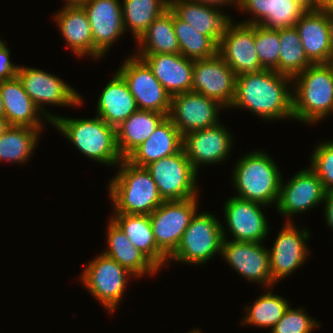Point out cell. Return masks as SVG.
<instances>
[{
  "instance_id": "6da1fadb",
  "label": "cell",
  "mask_w": 333,
  "mask_h": 333,
  "mask_svg": "<svg viewBox=\"0 0 333 333\" xmlns=\"http://www.w3.org/2000/svg\"><path fill=\"white\" fill-rule=\"evenodd\" d=\"M288 84L293 85L292 78L274 70L239 74L230 107L245 108L269 121L294 119L293 97Z\"/></svg>"
},
{
  "instance_id": "7a4b0ae2",
  "label": "cell",
  "mask_w": 333,
  "mask_h": 333,
  "mask_svg": "<svg viewBox=\"0 0 333 333\" xmlns=\"http://www.w3.org/2000/svg\"><path fill=\"white\" fill-rule=\"evenodd\" d=\"M119 165V172L108 186L114 214L150 215L164 202L151 174L126 159Z\"/></svg>"
},
{
  "instance_id": "3957f363",
  "label": "cell",
  "mask_w": 333,
  "mask_h": 333,
  "mask_svg": "<svg viewBox=\"0 0 333 333\" xmlns=\"http://www.w3.org/2000/svg\"><path fill=\"white\" fill-rule=\"evenodd\" d=\"M66 139L90 159L109 166H117L122 160L117 147L116 128L99 116L94 118H64L56 116L52 124Z\"/></svg>"
},
{
  "instance_id": "277c9868",
  "label": "cell",
  "mask_w": 333,
  "mask_h": 333,
  "mask_svg": "<svg viewBox=\"0 0 333 333\" xmlns=\"http://www.w3.org/2000/svg\"><path fill=\"white\" fill-rule=\"evenodd\" d=\"M235 165L232 179L239 193L235 197L265 206L277 205L283 178L267 153L257 150L245 154Z\"/></svg>"
},
{
  "instance_id": "5b68a950",
  "label": "cell",
  "mask_w": 333,
  "mask_h": 333,
  "mask_svg": "<svg viewBox=\"0 0 333 333\" xmlns=\"http://www.w3.org/2000/svg\"><path fill=\"white\" fill-rule=\"evenodd\" d=\"M294 81L293 116L297 121L316 123L333 109V76L325 63L308 66Z\"/></svg>"
},
{
  "instance_id": "8992f818",
  "label": "cell",
  "mask_w": 333,
  "mask_h": 333,
  "mask_svg": "<svg viewBox=\"0 0 333 333\" xmlns=\"http://www.w3.org/2000/svg\"><path fill=\"white\" fill-rule=\"evenodd\" d=\"M196 211L176 251L168 258L196 265L206 263L222 250V224L209 212Z\"/></svg>"
},
{
  "instance_id": "52a82bcc",
  "label": "cell",
  "mask_w": 333,
  "mask_h": 333,
  "mask_svg": "<svg viewBox=\"0 0 333 333\" xmlns=\"http://www.w3.org/2000/svg\"><path fill=\"white\" fill-rule=\"evenodd\" d=\"M145 168L151 174L164 201L198 197V172L193 168L184 149L152 162Z\"/></svg>"
},
{
  "instance_id": "ba28073f",
  "label": "cell",
  "mask_w": 333,
  "mask_h": 333,
  "mask_svg": "<svg viewBox=\"0 0 333 333\" xmlns=\"http://www.w3.org/2000/svg\"><path fill=\"white\" fill-rule=\"evenodd\" d=\"M87 265L80 281L88 292L112 313L122 300L128 284L127 279L134 275L103 253Z\"/></svg>"
},
{
  "instance_id": "9c48e42d",
  "label": "cell",
  "mask_w": 333,
  "mask_h": 333,
  "mask_svg": "<svg viewBox=\"0 0 333 333\" xmlns=\"http://www.w3.org/2000/svg\"><path fill=\"white\" fill-rule=\"evenodd\" d=\"M197 197L164 201L150 215L157 247L169 258L198 209Z\"/></svg>"
},
{
  "instance_id": "30bf717a",
  "label": "cell",
  "mask_w": 333,
  "mask_h": 333,
  "mask_svg": "<svg viewBox=\"0 0 333 333\" xmlns=\"http://www.w3.org/2000/svg\"><path fill=\"white\" fill-rule=\"evenodd\" d=\"M117 71L127 82L138 110L163 113L168 117L171 95L142 58L131 55Z\"/></svg>"
},
{
  "instance_id": "8fae6325",
  "label": "cell",
  "mask_w": 333,
  "mask_h": 333,
  "mask_svg": "<svg viewBox=\"0 0 333 333\" xmlns=\"http://www.w3.org/2000/svg\"><path fill=\"white\" fill-rule=\"evenodd\" d=\"M25 92L35 105L52 122L56 115L44 110V103L58 106H77L82 104V96L62 79L43 70L19 66L17 73Z\"/></svg>"
},
{
  "instance_id": "7c38bea8",
  "label": "cell",
  "mask_w": 333,
  "mask_h": 333,
  "mask_svg": "<svg viewBox=\"0 0 333 333\" xmlns=\"http://www.w3.org/2000/svg\"><path fill=\"white\" fill-rule=\"evenodd\" d=\"M226 232L222 226L220 256L247 280L265 285L267 289L275 285L270 270L269 249L265 248L262 242L227 241Z\"/></svg>"
},
{
  "instance_id": "4fadbf2b",
  "label": "cell",
  "mask_w": 333,
  "mask_h": 333,
  "mask_svg": "<svg viewBox=\"0 0 333 333\" xmlns=\"http://www.w3.org/2000/svg\"><path fill=\"white\" fill-rule=\"evenodd\" d=\"M225 108L218 101L189 91L171 96L168 118L182 136L218 124V112Z\"/></svg>"
},
{
  "instance_id": "5bb4252c",
  "label": "cell",
  "mask_w": 333,
  "mask_h": 333,
  "mask_svg": "<svg viewBox=\"0 0 333 333\" xmlns=\"http://www.w3.org/2000/svg\"><path fill=\"white\" fill-rule=\"evenodd\" d=\"M236 74L217 53L214 57L194 60L191 91L230 108L235 97Z\"/></svg>"
},
{
  "instance_id": "9a60e30c",
  "label": "cell",
  "mask_w": 333,
  "mask_h": 333,
  "mask_svg": "<svg viewBox=\"0 0 333 333\" xmlns=\"http://www.w3.org/2000/svg\"><path fill=\"white\" fill-rule=\"evenodd\" d=\"M89 19L93 57L97 60L124 34L122 5L119 0H88L81 5Z\"/></svg>"
},
{
  "instance_id": "2e32d148",
  "label": "cell",
  "mask_w": 333,
  "mask_h": 333,
  "mask_svg": "<svg viewBox=\"0 0 333 333\" xmlns=\"http://www.w3.org/2000/svg\"><path fill=\"white\" fill-rule=\"evenodd\" d=\"M292 221L286 220L282 230L278 233L270 254V270L275 283L286 278L297 268L304 265L309 253L306 241L309 238L307 229L298 230Z\"/></svg>"
},
{
  "instance_id": "e0dca14e",
  "label": "cell",
  "mask_w": 333,
  "mask_h": 333,
  "mask_svg": "<svg viewBox=\"0 0 333 333\" xmlns=\"http://www.w3.org/2000/svg\"><path fill=\"white\" fill-rule=\"evenodd\" d=\"M325 189L322 180L311 169L295 174L287 183L281 181L277 211L291 217L323 203Z\"/></svg>"
},
{
  "instance_id": "ac0fdd59",
  "label": "cell",
  "mask_w": 333,
  "mask_h": 333,
  "mask_svg": "<svg viewBox=\"0 0 333 333\" xmlns=\"http://www.w3.org/2000/svg\"><path fill=\"white\" fill-rule=\"evenodd\" d=\"M260 203L233 196L224 205V216L233 241L264 242L269 233L268 222Z\"/></svg>"
},
{
  "instance_id": "d6986e66",
  "label": "cell",
  "mask_w": 333,
  "mask_h": 333,
  "mask_svg": "<svg viewBox=\"0 0 333 333\" xmlns=\"http://www.w3.org/2000/svg\"><path fill=\"white\" fill-rule=\"evenodd\" d=\"M230 134L218 123L183 136V149L197 172L201 164H218L227 159L233 142Z\"/></svg>"
},
{
  "instance_id": "ffe728a7",
  "label": "cell",
  "mask_w": 333,
  "mask_h": 333,
  "mask_svg": "<svg viewBox=\"0 0 333 333\" xmlns=\"http://www.w3.org/2000/svg\"><path fill=\"white\" fill-rule=\"evenodd\" d=\"M218 54L236 75L263 70L255 49V25L233 23L219 42Z\"/></svg>"
},
{
  "instance_id": "44dd1931",
  "label": "cell",
  "mask_w": 333,
  "mask_h": 333,
  "mask_svg": "<svg viewBox=\"0 0 333 333\" xmlns=\"http://www.w3.org/2000/svg\"><path fill=\"white\" fill-rule=\"evenodd\" d=\"M169 8L193 29L208 36L217 46L233 24L231 17L220 12L215 5L190 0H169Z\"/></svg>"
},
{
  "instance_id": "7402d4cb",
  "label": "cell",
  "mask_w": 333,
  "mask_h": 333,
  "mask_svg": "<svg viewBox=\"0 0 333 333\" xmlns=\"http://www.w3.org/2000/svg\"><path fill=\"white\" fill-rule=\"evenodd\" d=\"M151 68L154 76L174 96L191 91L194 60L177 54H136Z\"/></svg>"
},
{
  "instance_id": "603a6c76",
  "label": "cell",
  "mask_w": 333,
  "mask_h": 333,
  "mask_svg": "<svg viewBox=\"0 0 333 333\" xmlns=\"http://www.w3.org/2000/svg\"><path fill=\"white\" fill-rule=\"evenodd\" d=\"M295 28L307 58L313 63H325L333 53L330 26L326 12L316 9L305 12Z\"/></svg>"
},
{
  "instance_id": "cb8c5ba5",
  "label": "cell",
  "mask_w": 333,
  "mask_h": 333,
  "mask_svg": "<svg viewBox=\"0 0 333 333\" xmlns=\"http://www.w3.org/2000/svg\"><path fill=\"white\" fill-rule=\"evenodd\" d=\"M0 92L4 103V117L10 126L43 129V117L52 123L27 95L18 76L1 81Z\"/></svg>"
},
{
  "instance_id": "d4e9b609",
  "label": "cell",
  "mask_w": 333,
  "mask_h": 333,
  "mask_svg": "<svg viewBox=\"0 0 333 333\" xmlns=\"http://www.w3.org/2000/svg\"><path fill=\"white\" fill-rule=\"evenodd\" d=\"M240 10L254 17L242 23L268 29L294 27L305 11L290 0H239Z\"/></svg>"
},
{
  "instance_id": "484cf974",
  "label": "cell",
  "mask_w": 333,
  "mask_h": 333,
  "mask_svg": "<svg viewBox=\"0 0 333 333\" xmlns=\"http://www.w3.org/2000/svg\"><path fill=\"white\" fill-rule=\"evenodd\" d=\"M183 149V136L173 122L166 117L155 131L141 145L134 149L125 159L131 164L146 167L166 156Z\"/></svg>"
},
{
  "instance_id": "4316f807",
  "label": "cell",
  "mask_w": 333,
  "mask_h": 333,
  "mask_svg": "<svg viewBox=\"0 0 333 333\" xmlns=\"http://www.w3.org/2000/svg\"><path fill=\"white\" fill-rule=\"evenodd\" d=\"M138 110L135 98L122 75H116L105 85L97 102L96 113L108 125L117 128Z\"/></svg>"
},
{
  "instance_id": "83f0119b",
  "label": "cell",
  "mask_w": 333,
  "mask_h": 333,
  "mask_svg": "<svg viewBox=\"0 0 333 333\" xmlns=\"http://www.w3.org/2000/svg\"><path fill=\"white\" fill-rule=\"evenodd\" d=\"M107 229V250L102 252L104 255L114 259L136 278L144 274L155 275L154 273L159 271V268L145 254L133 246L111 219Z\"/></svg>"
},
{
  "instance_id": "f1b7e54d",
  "label": "cell",
  "mask_w": 333,
  "mask_h": 333,
  "mask_svg": "<svg viewBox=\"0 0 333 333\" xmlns=\"http://www.w3.org/2000/svg\"><path fill=\"white\" fill-rule=\"evenodd\" d=\"M54 16L69 48L77 56H93V38L88 16L81 5H65Z\"/></svg>"
},
{
  "instance_id": "f546056e",
  "label": "cell",
  "mask_w": 333,
  "mask_h": 333,
  "mask_svg": "<svg viewBox=\"0 0 333 333\" xmlns=\"http://www.w3.org/2000/svg\"><path fill=\"white\" fill-rule=\"evenodd\" d=\"M111 220L130 242L145 254L159 269L169 259L157 247L149 215L114 214Z\"/></svg>"
},
{
  "instance_id": "4dcf8cb0",
  "label": "cell",
  "mask_w": 333,
  "mask_h": 333,
  "mask_svg": "<svg viewBox=\"0 0 333 333\" xmlns=\"http://www.w3.org/2000/svg\"><path fill=\"white\" fill-rule=\"evenodd\" d=\"M166 117L163 113L137 110L124 120L116 128L117 147L122 158L147 140Z\"/></svg>"
},
{
  "instance_id": "1f68e13d",
  "label": "cell",
  "mask_w": 333,
  "mask_h": 333,
  "mask_svg": "<svg viewBox=\"0 0 333 333\" xmlns=\"http://www.w3.org/2000/svg\"><path fill=\"white\" fill-rule=\"evenodd\" d=\"M137 54H177L180 53L173 26V11L168 8L157 17L137 40Z\"/></svg>"
},
{
  "instance_id": "d6a6232c",
  "label": "cell",
  "mask_w": 333,
  "mask_h": 333,
  "mask_svg": "<svg viewBox=\"0 0 333 333\" xmlns=\"http://www.w3.org/2000/svg\"><path fill=\"white\" fill-rule=\"evenodd\" d=\"M42 129L9 126L0 136V160L25 163L33 154Z\"/></svg>"
},
{
  "instance_id": "836d02e7",
  "label": "cell",
  "mask_w": 333,
  "mask_h": 333,
  "mask_svg": "<svg viewBox=\"0 0 333 333\" xmlns=\"http://www.w3.org/2000/svg\"><path fill=\"white\" fill-rule=\"evenodd\" d=\"M121 5L124 31L129 27L137 41L149 25L169 8V0H123Z\"/></svg>"
},
{
  "instance_id": "e575fe53",
  "label": "cell",
  "mask_w": 333,
  "mask_h": 333,
  "mask_svg": "<svg viewBox=\"0 0 333 333\" xmlns=\"http://www.w3.org/2000/svg\"><path fill=\"white\" fill-rule=\"evenodd\" d=\"M279 42V74L293 79L313 64L305 54L295 26L279 29Z\"/></svg>"
},
{
  "instance_id": "d590c367",
  "label": "cell",
  "mask_w": 333,
  "mask_h": 333,
  "mask_svg": "<svg viewBox=\"0 0 333 333\" xmlns=\"http://www.w3.org/2000/svg\"><path fill=\"white\" fill-rule=\"evenodd\" d=\"M173 26L180 54L193 60L207 59L218 53V46L206 35L193 29L173 12Z\"/></svg>"
},
{
  "instance_id": "8d00e7d4",
  "label": "cell",
  "mask_w": 333,
  "mask_h": 333,
  "mask_svg": "<svg viewBox=\"0 0 333 333\" xmlns=\"http://www.w3.org/2000/svg\"><path fill=\"white\" fill-rule=\"evenodd\" d=\"M251 306H246V317L241 320L243 325H256L257 327L273 328L283 317L290 304L282 296L274 295L270 289Z\"/></svg>"
},
{
  "instance_id": "74e56055",
  "label": "cell",
  "mask_w": 333,
  "mask_h": 333,
  "mask_svg": "<svg viewBox=\"0 0 333 333\" xmlns=\"http://www.w3.org/2000/svg\"><path fill=\"white\" fill-rule=\"evenodd\" d=\"M279 46V29L255 25V49L263 69L278 72Z\"/></svg>"
},
{
  "instance_id": "f35d334b",
  "label": "cell",
  "mask_w": 333,
  "mask_h": 333,
  "mask_svg": "<svg viewBox=\"0 0 333 333\" xmlns=\"http://www.w3.org/2000/svg\"><path fill=\"white\" fill-rule=\"evenodd\" d=\"M311 169L322 180L326 192H333V141L316 146L311 156Z\"/></svg>"
},
{
  "instance_id": "ab89813d",
  "label": "cell",
  "mask_w": 333,
  "mask_h": 333,
  "mask_svg": "<svg viewBox=\"0 0 333 333\" xmlns=\"http://www.w3.org/2000/svg\"><path fill=\"white\" fill-rule=\"evenodd\" d=\"M294 309L289 306L283 317L271 329V333H311L319 323L308 314L304 308Z\"/></svg>"
},
{
  "instance_id": "60d3db41",
  "label": "cell",
  "mask_w": 333,
  "mask_h": 333,
  "mask_svg": "<svg viewBox=\"0 0 333 333\" xmlns=\"http://www.w3.org/2000/svg\"><path fill=\"white\" fill-rule=\"evenodd\" d=\"M10 51L5 41L0 40V82L17 76L19 66L10 61Z\"/></svg>"
},
{
  "instance_id": "b9f144b4",
  "label": "cell",
  "mask_w": 333,
  "mask_h": 333,
  "mask_svg": "<svg viewBox=\"0 0 333 333\" xmlns=\"http://www.w3.org/2000/svg\"><path fill=\"white\" fill-rule=\"evenodd\" d=\"M324 215L329 228L333 229V192H326L324 197Z\"/></svg>"
},
{
  "instance_id": "7bdbcfd3",
  "label": "cell",
  "mask_w": 333,
  "mask_h": 333,
  "mask_svg": "<svg viewBox=\"0 0 333 333\" xmlns=\"http://www.w3.org/2000/svg\"><path fill=\"white\" fill-rule=\"evenodd\" d=\"M194 2H199L203 4L215 5L217 7H223L226 4H235L237 7L239 6V0H190Z\"/></svg>"
},
{
  "instance_id": "ee69618b",
  "label": "cell",
  "mask_w": 333,
  "mask_h": 333,
  "mask_svg": "<svg viewBox=\"0 0 333 333\" xmlns=\"http://www.w3.org/2000/svg\"><path fill=\"white\" fill-rule=\"evenodd\" d=\"M326 12L329 26H330V35H331V43L333 45V5L323 8Z\"/></svg>"
},
{
  "instance_id": "f6af8a7d",
  "label": "cell",
  "mask_w": 333,
  "mask_h": 333,
  "mask_svg": "<svg viewBox=\"0 0 333 333\" xmlns=\"http://www.w3.org/2000/svg\"><path fill=\"white\" fill-rule=\"evenodd\" d=\"M298 6H300L305 12L316 10V8L311 4L310 0H290Z\"/></svg>"
},
{
  "instance_id": "bcb514c9",
  "label": "cell",
  "mask_w": 333,
  "mask_h": 333,
  "mask_svg": "<svg viewBox=\"0 0 333 333\" xmlns=\"http://www.w3.org/2000/svg\"><path fill=\"white\" fill-rule=\"evenodd\" d=\"M311 4L316 9H323L325 7L333 5V0H310Z\"/></svg>"
},
{
  "instance_id": "7dc6e473",
  "label": "cell",
  "mask_w": 333,
  "mask_h": 333,
  "mask_svg": "<svg viewBox=\"0 0 333 333\" xmlns=\"http://www.w3.org/2000/svg\"><path fill=\"white\" fill-rule=\"evenodd\" d=\"M9 123L4 116H0V136L8 129Z\"/></svg>"
},
{
  "instance_id": "c3c4849f",
  "label": "cell",
  "mask_w": 333,
  "mask_h": 333,
  "mask_svg": "<svg viewBox=\"0 0 333 333\" xmlns=\"http://www.w3.org/2000/svg\"><path fill=\"white\" fill-rule=\"evenodd\" d=\"M66 5L67 6H78V5H83L86 1L88 0H66Z\"/></svg>"
},
{
  "instance_id": "681fc988",
  "label": "cell",
  "mask_w": 333,
  "mask_h": 333,
  "mask_svg": "<svg viewBox=\"0 0 333 333\" xmlns=\"http://www.w3.org/2000/svg\"><path fill=\"white\" fill-rule=\"evenodd\" d=\"M326 66L330 69L331 74L333 76V53L330 55V57L325 62Z\"/></svg>"
},
{
  "instance_id": "f907efd6",
  "label": "cell",
  "mask_w": 333,
  "mask_h": 333,
  "mask_svg": "<svg viewBox=\"0 0 333 333\" xmlns=\"http://www.w3.org/2000/svg\"><path fill=\"white\" fill-rule=\"evenodd\" d=\"M0 116H4V103L2 100L1 92H0Z\"/></svg>"
},
{
  "instance_id": "816d5d0a",
  "label": "cell",
  "mask_w": 333,
  "mask_h": 333,
  "mask_svg": "<svg viewBox=\"0 0 333 333\" xmlns=\"http://www.w3.org/2000/svg\"><path fill=\"white\" fill-rule=\"evenodd\" d=\"M187 333H200V330H192V331H188Z\"/></svg>"
}]
</instances>
